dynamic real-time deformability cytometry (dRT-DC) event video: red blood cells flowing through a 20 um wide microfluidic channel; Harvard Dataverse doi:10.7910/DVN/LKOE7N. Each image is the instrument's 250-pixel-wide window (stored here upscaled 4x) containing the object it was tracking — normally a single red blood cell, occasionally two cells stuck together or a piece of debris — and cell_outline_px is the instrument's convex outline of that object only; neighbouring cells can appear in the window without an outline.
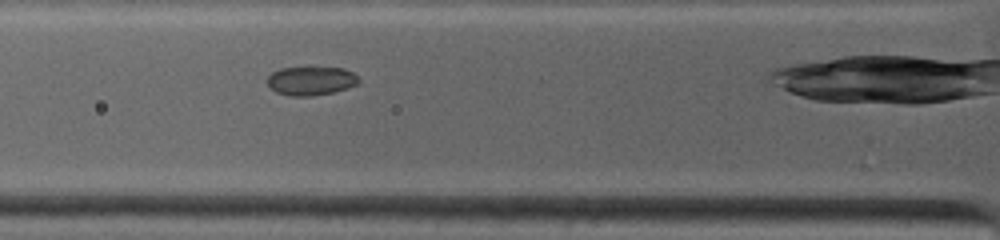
{"species": "common noctule bat (a hibernating species)", "species_latin": "Nyctalus noctula", "temperature_condition": "warm", "stored_images_in_passage": 4, "camera_frame_rate_fps": 4500, "um_per_image_px": 0.085, "animal": {"sex": "female", "body_mass_g": 19.0, "forearm_length_mm": 53.3}, "frame": {"image": 1, "passage_image": 4, "time_ms": 2.222, "image_size_px": [1000, 240], "cell_outline_px": [[360, 80], [356, 84], [332, 92], [312, 96], [292, 96], [276, 92], [268, 84], [268, 76], [272, 72], [280, 68], [344, 68], [352, 72]], "centroid_in_image_um": [26.41, 6.87], "position_along_channel_um": 99.4, "area_um2": 14.97}}